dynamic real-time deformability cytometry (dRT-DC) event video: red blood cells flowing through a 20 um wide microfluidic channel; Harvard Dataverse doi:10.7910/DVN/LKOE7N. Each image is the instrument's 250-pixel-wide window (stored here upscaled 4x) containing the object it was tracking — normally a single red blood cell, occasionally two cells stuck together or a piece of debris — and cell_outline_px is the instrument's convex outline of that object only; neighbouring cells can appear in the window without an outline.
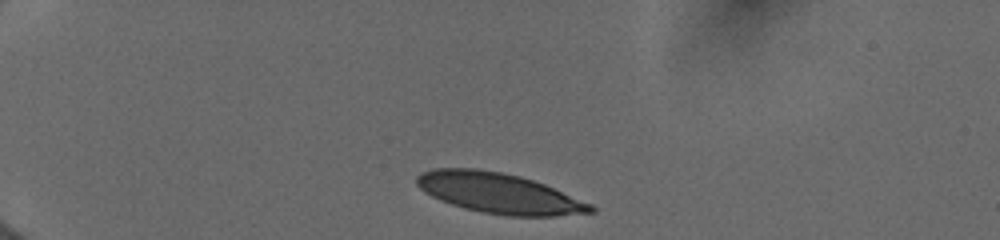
{"species": "human", "species_latin": "Homo sapiens", "temperature_condition": "cold", "stored_images_in_passage": 35, "camera_frame_rate_fps": 3000, "um_per_image_px": 0.085, "donor": {"sex": "female"}, "frame": {"image": 1, "passage_image": 1, "time_ms": 0.0, "image_size_px": [1000, 240], "cell_outline_px": [[596, 212], [556, 216], [508, 216], [484, 212], [464, 208], [440, 200], [424, 192], [416, 184], [416, 176], [432, 168], [476, 168], [500, 172], [520, 176], [544, 184], [592, 204], [596, 208]], "centroid_in_image_um": [42.42, 16.42], "position_along_channel_um": 42.6, "area_um2": 40.75}}
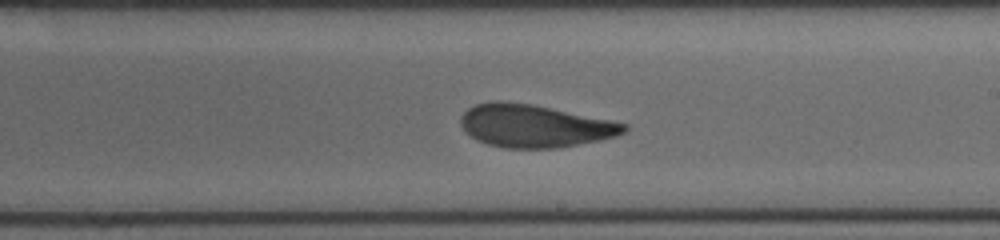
{"frame": {"image": 2, "passage_image": 18, "time_ms": 6.667, "image_size_px": [1000, 240], "cell_outline_px": [[628, 128], [624, 132], [616, 136], [600, 140], [556, 148], [504, 148], [488, 144], [476, 140], [464, 132], [460, 124], [460, 116], [468, 108], [476, 104], [496, 100], [500, 100], [532, 104], [628, 124]], "centroid_in_image_um": [45.38, 10.7], "position_along_channel_um": 243.6, "area_um2": 40.63}}
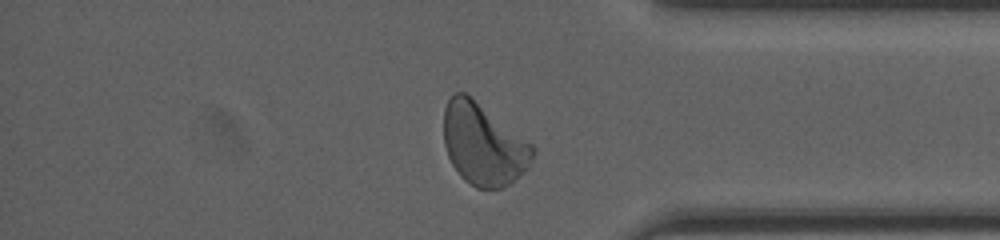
{"frame": {"image": 3, "passage_image": 30, "time_ms": 10.667, "image_size_px": [1000, 240], "cell_outline_px": [[536, 148], [528, 168], [524, 172], [508, 184], [500, 188], [476, 188], [464, 180], [460, 176], [452, 164], [448, 156], [444, 144], [444, 108], [448, 100], [456, 92], [464, 92], [472, 96], [532, 144]], "centroid_in_image_um": [41.08, 12.25], "position_along_channel_um": 394.1, "area_um2": 42.31}, "authors_computed_cell_mechanics": {"area_um2": 41.2114, "velocity_mm_per_s": 3.9614, "shape_relaxation_time_tau1_ms": 5.8592, "shape_relaxation_time_tau2_ms": 1.3222, "deformation_change_tau1": 0.1991, "deformation_change_tau2": 0.0815}}